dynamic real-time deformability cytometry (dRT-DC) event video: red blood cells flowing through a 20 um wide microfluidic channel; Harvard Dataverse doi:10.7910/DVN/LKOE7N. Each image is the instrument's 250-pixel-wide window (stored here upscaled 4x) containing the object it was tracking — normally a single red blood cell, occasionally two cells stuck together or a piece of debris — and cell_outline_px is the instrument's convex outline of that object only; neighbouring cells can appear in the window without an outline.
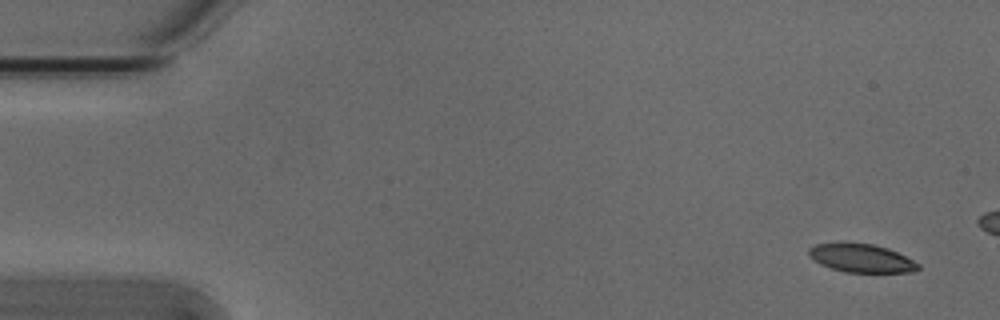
{"species": "Egyptian fruit bat (a non-hibernating species)", "species_latin": "Rousettus aegyptiacus", "temperature_condition": "cold", "stored_images_in_passage": 4, "segment_of_instrument_passage": [2, 2], "camera_frame_rate_fps": 3000, "um_per_image_px": 0.085, "animal": {"sex": "male"}, "frame": {"image": 1, "passage_image": 4, "time_ms": 1.0, "image_size_px": [1000, 320], "cell_outline_px": [[920, 268], [912, 272], [844, 272], [820, 264], [812, 260], [808, 256], [808, 248], [816, 244], [872, 244], [888, 248], [920, 264]], "centroid_in_image_um": [73.2, 21.96], "position_along_channel_um": 11.8, "area_um2": 17.74}}